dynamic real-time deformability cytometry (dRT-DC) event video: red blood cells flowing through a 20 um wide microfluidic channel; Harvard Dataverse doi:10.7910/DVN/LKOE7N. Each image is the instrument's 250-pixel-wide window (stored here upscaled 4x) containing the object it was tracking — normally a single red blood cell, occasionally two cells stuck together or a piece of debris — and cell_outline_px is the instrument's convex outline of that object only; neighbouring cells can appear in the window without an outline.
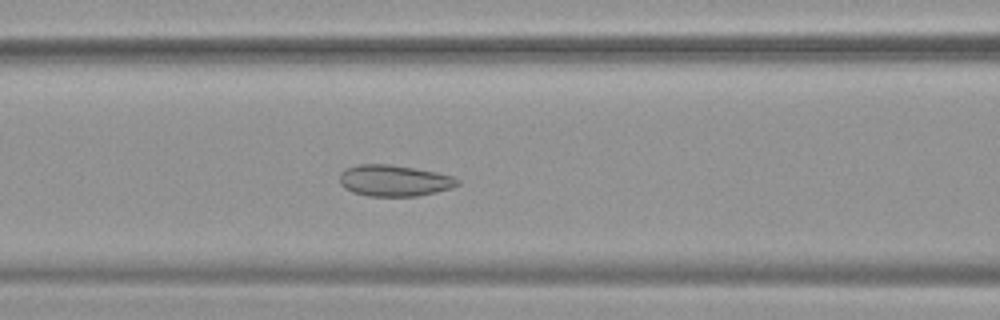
{"species": "common noctule bat (a hibernating species)", "species_latin": "Nyctalus noctula", "temperature_condition": "warm", "stored_images_in_passage": 54, "camera_frame_rate_fps": 3000, "um_per_image_px": 0.085, "animal": {"sex": "female", "body_mass_g": 19.9}, "frame": {"image": 1, "passage_image": 23, "time_ms": 7.333, "image_size_px": [1000, 320], "cell_outline_px": [[460, 184], [452, 188], [436, 192], [416, 196], [368, 196], [352, 192], [344, 188], [340, 184], [340, 172], [344, 168], [356, 164], [388, 164], [436, 172], [452, 176], [460, 180]], "centroid_in_image_um": [33.48, 15.35], "position_along_channel_um": 133.1, "area_um2": 21.62}}
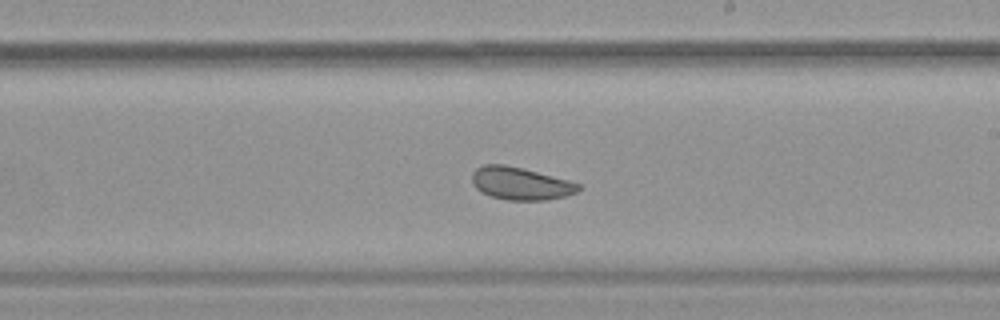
{"frame": {"image": 2, "passage_image": 32, "time_ms": 10.333, "image_size_px": [1000, 320], "cell_outline_px": [[580, 188], [576, 192], [564, 196], [544, 200], [508, 200], [492, 196], [476, 188], [472, 184], [472, 172], [476, 168], [484, 164], [504, 164], [568, 180], [580, 184]], "centroid_in_image_um": [44.21, 15.59], "position_along_channel_um": 244.8, "area_um2": 19.88}}
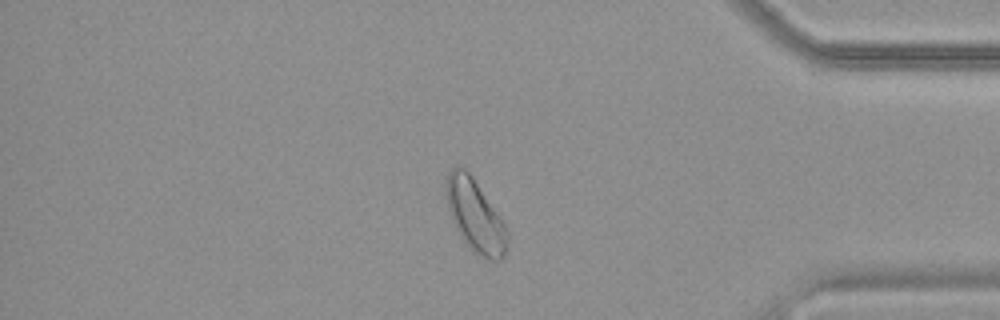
{"frame": {"image": 3, "passage_image": 46, "time_ms": 15.0, "image_size_px": [1000, 320], "cell_outline_px": [[508, 248], [504, 256], [500, 260], [492, 260], [476, 252], [460, 236], [456, 228], [448, 208], [444, 192], [444, 180], [448, 172], [456, 164], [460, 164], [472, 176], [500, 216], [508, 232]], "centroid_in_image_um": [40.37, 18.26], "position_along_channel_um": 394.8, "area_um2": 25.78}, "authors_computed_cell_mechanics": {"area_um2": 25.2008, "velocity_mm_per_s": 3.7364, "shape_relaxation_time_tau1_ms": 7.9776, "shape_relaxation_time_tau2_ms": 1.5303, "deformation_change_tau1": 0.0765, "deformation_change_tau2": 0.0528}}